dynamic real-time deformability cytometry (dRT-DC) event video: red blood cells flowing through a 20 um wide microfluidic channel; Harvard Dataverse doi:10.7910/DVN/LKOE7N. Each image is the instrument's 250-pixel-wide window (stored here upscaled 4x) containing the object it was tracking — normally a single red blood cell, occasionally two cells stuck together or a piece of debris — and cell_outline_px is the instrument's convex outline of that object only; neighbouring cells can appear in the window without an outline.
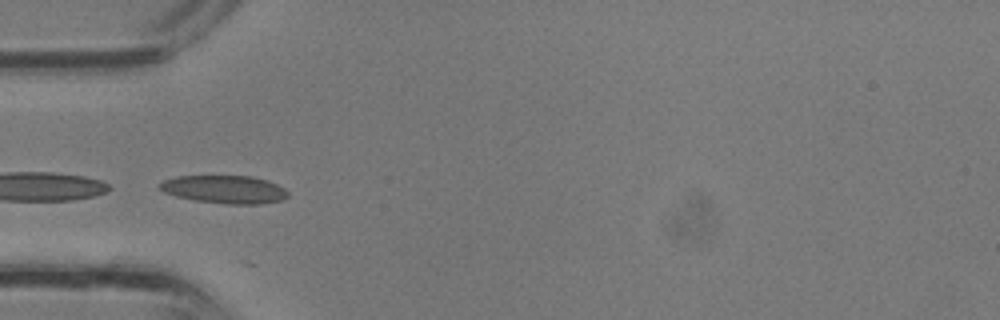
{"species": "common noctule bat (a hibernating species)", "species_latin": "Nyctalus noctula", "temperature_condition": "room temperature", "stored_images_in_passage": 24, "camera_frame_rate_fps": 3000, "um_per_image_px": 0.085, "animal": {"sex": "male", "body_mass_g": 13.3}, "frame": {"image": 1, "passage_image": 2, "time_ms": 0.333, "image_size_px": [1000, 320], "cell_outline_px": [[288, 196], [280, 200], [260, 204], [224, 204], [192, 200], [176, 196], [164, 192], [156, 188], [164, 180], [176, 176], [252, 176], [268, 180], [284, 188], [288, 192]], "centroid_in_image_um": [19.06, 16.1], "position_along_channel_um": 65.9, "area_um2": 21.04}}